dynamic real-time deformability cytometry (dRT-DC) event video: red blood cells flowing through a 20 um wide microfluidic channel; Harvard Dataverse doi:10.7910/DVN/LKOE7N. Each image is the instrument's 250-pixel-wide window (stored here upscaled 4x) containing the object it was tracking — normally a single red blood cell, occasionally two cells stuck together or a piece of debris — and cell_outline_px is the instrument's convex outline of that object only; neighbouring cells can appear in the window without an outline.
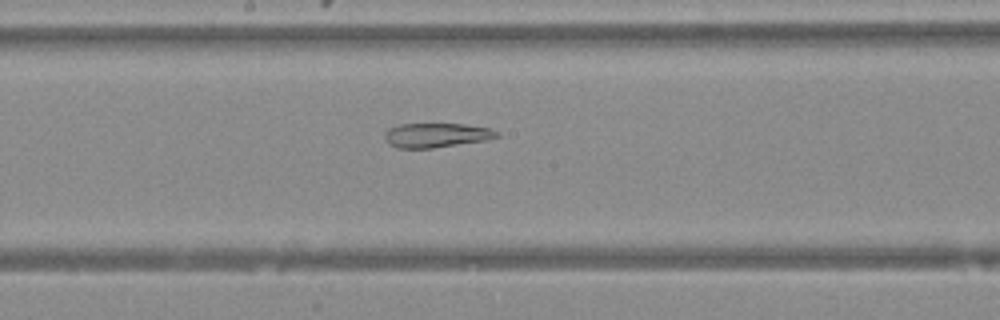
{"species": "Egyptian fruit bat (a non-hibernating species)", "species_latin": "Rousettus aegyptiacus", "temperature_condition": "warm", "stored_images_in_passage": 36, "camera_frame_rate_fps": 3000, "um_per_image_px": 0.085, "animal": {"sex": "female"}, "frame": {"image": 1, "passage_image": 14, "time_ms": 4.333, "image_size_px": [1000, 320], "cell_outline_px": [[500, 136], [484, 140], [432, 148], [396, 148], [388, 144], [384, 140], [384, 132], [388, 128], [400, 124], [464, 124], [492, 128], [500, 132]], "centroid_in_image_um": [37.06, 11.49], "position_along_channel_um": 211.1, "area_um2": 16.07}}
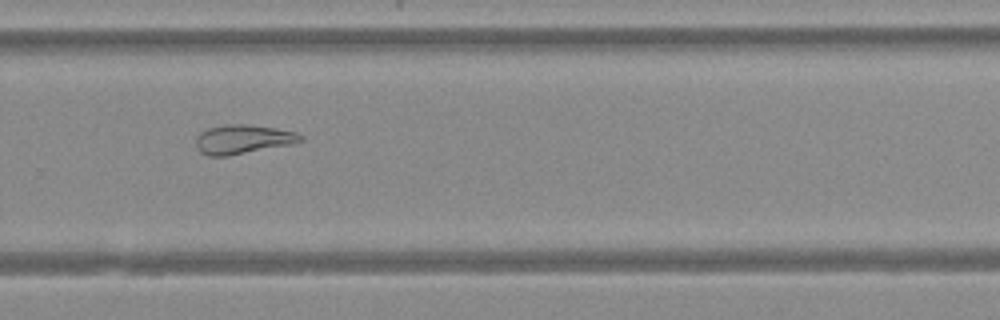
{"frame": {"image": 2, "passage_image": 21, "time_ms": 6.667, "image_size_px": [1000, 320], "cell_outline_px": [[304, 140], [292, 144], [224, 156], [208, 156], [200, 152], [196, 144], [196, 136], [200, 132], [208, 128], [224, 124], [244, 124], [272, 128], [296, 132], [304, 136]], "centroid_in_image_um": [20.62, 11.83], "position_along_channel_um": 309.2, "area_um2": 17.57}}
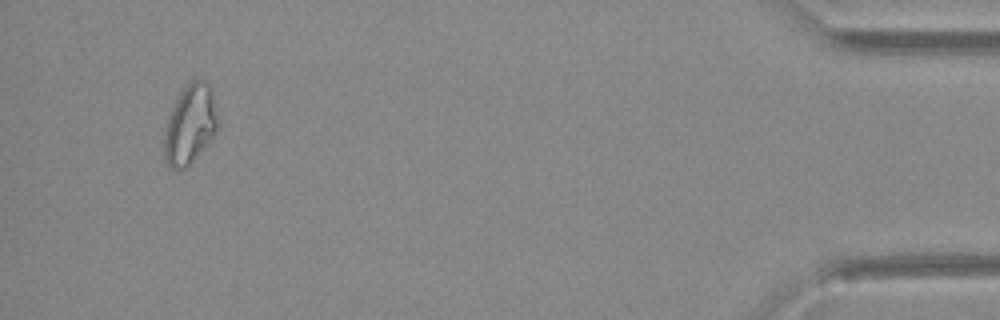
{"frame": {"image": 3, "passage_image": 34, "time_ms": 11.0, "image_size_px": [1000, 320], "cell_outline_px": [[216, 128], [212, 136], [192, 160], [184, 168], [176, 172], [168, 164], [164, 156], [164, 140], [168, 120], [172, 108], [180, 92], [192, 80], [204, 80], [212, 88], [216, 116]], "centroid_in_image_um": [16.13, 10.57], "position_along_channel_um": 419.1, "area_um2": 23.81}}